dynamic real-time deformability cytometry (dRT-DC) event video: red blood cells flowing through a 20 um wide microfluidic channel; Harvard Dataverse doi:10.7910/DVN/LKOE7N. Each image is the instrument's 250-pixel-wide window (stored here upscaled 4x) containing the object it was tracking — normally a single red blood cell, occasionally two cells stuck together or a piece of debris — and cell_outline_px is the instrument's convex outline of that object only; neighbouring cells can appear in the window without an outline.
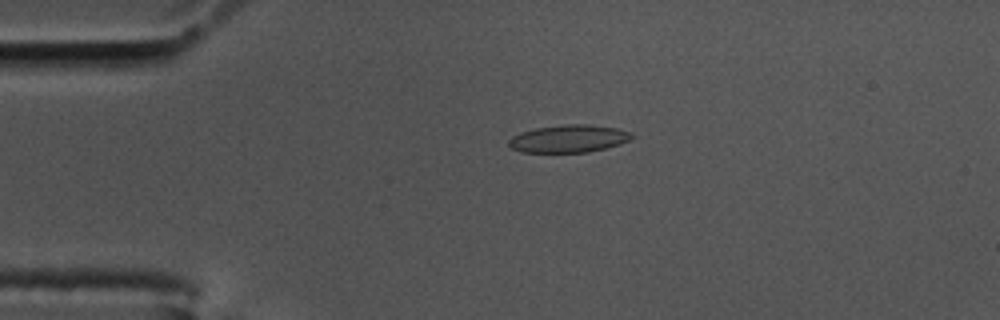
{"species": "common noctule bat (a hibernating species)", "species_latin": "Nyctalus noctula", "temperature_condition": "cold", "stored_images_in_passage": 34, "camera_frame_rate_fps": 3000, "um_per_image_px": 0.085, "animal": {"sex": "male", "body_mass_g": 17.5, "forearm_length_mm": 52.3}, "frame": {"image": 1, "passage_image": 4, "time_ms": 1.0, "image_size_px": [1000, 320], "cell_outline_px": [[636, 136], [620, 144], [588, 152], [520, 152], [512, 148], [508, 144], [508, 140], [512, 136], [520, 132], [536, 128], [564, 124], [588, 124], [620, 128], [632, 132]], "centroid_in_image_um": [48.36, 11.77], "position_along_channel_um": 36.6, "area_um2": 19.94}}
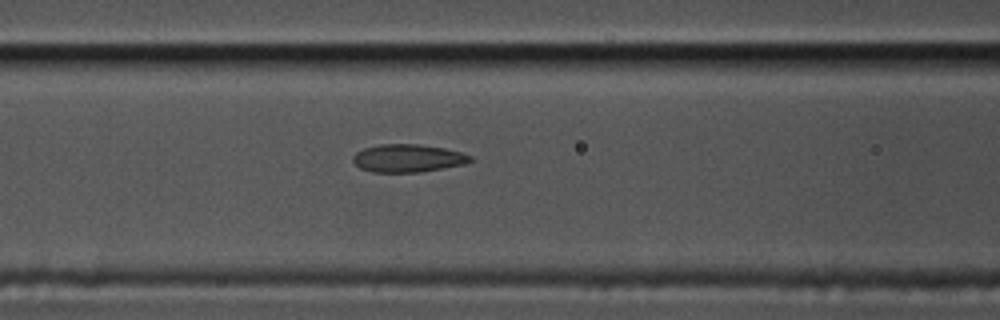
{"frame": {"image": 2, "passage_image": 15, "time_ms": 4.667, "image_size_px": [1000, 320], "cell_outline_px": [[472, 160], [464, 164], [420, 172], [372, 172], [360, 168], [352, 160], [352, 156], [356, 152], [364, 148], [380, 144], [420, 144], [444, 148], [460, 152], [472, 156]], "centroid_in_image_um": [34.64, 13.44], "position_along_channel_um": 132.0, "area_um2": 19.02}}
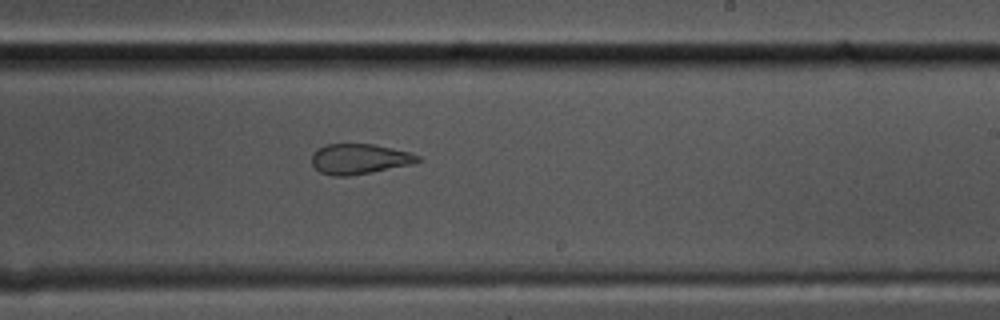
{"frame": {"image": 3, "passage_image": 26, "time_ms": 8.333, "image_size_px": [1000, 320], "cell_outline_px": [[420, 160], [412, 164], [372, 172], [348, 176], [332, 176], [320, 172], [312, 164], [312, 152], [316, 148], [324, 144], [372, 144], [412, 152], [420, 156]], "centroid_in_image_um": [30.53, 13.5], "position_along_channel_um": 258.5, "area_um2": 18.84}}